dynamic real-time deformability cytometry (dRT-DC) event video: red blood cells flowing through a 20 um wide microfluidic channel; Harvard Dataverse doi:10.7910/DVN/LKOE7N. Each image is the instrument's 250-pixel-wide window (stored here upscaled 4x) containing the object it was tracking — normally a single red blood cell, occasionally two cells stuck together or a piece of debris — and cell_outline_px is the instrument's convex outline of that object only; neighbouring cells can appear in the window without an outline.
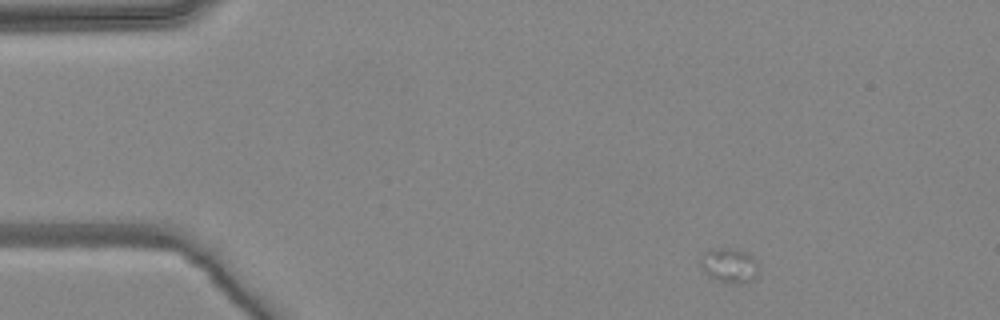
{"species": "common noctule bat (a hibernating species)", "species_latin": "Nyctalus noctula", "temperature_condition": "warm", "stored_images_in_passage": 5, "camera_frame_rate_fps": 3000, "um_per_image_px": 0.085, "animal": {"sex": "female", "body_mass_g": 24.6, "forearm_length_mm": 56.2}, "frame": {"image": 1, "passage_image": 1, "time_ms": 0.0, "image_size_px": [1000, 320], "cell_outline_px": [[756, 276], [752, 280], [740, 284], [736, 284], [716, 280], [708, 276], [704, 272], [700, 264], [700, 260], [704, 252], [720, 248], [736, 248], [752, 256], [756, 260]], "centroid_in_image_um": [61.97, 22.57], "position_along_channel_um": 23.0, "area_um2": 11.62}}